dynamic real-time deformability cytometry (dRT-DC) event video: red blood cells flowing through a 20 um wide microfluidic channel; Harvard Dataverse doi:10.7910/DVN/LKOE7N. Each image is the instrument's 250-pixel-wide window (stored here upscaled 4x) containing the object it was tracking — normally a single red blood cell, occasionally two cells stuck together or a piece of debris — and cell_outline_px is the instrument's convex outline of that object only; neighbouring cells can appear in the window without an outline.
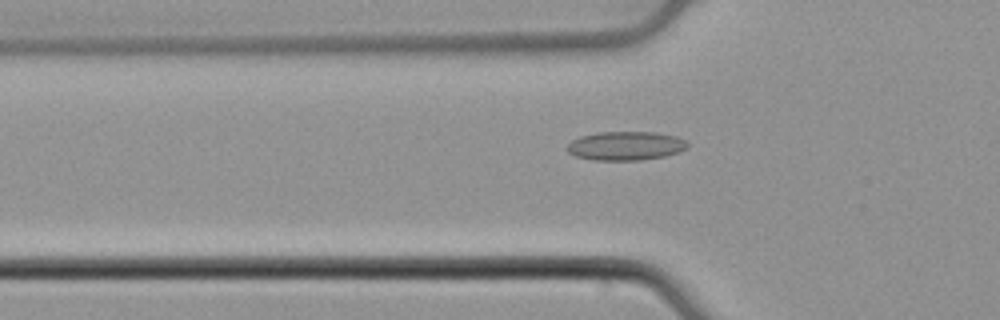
{"species": "common noctule bat (a hibernating species)", "species_latin": "Nyctalus noctula", "temperature_condition": "cold", "stored_images_in_passage": 33, "camera_frame_rate_fps": 3000, "um_per_image_px": 0.085, "animal": {"sex": "male", "body_mass_g": 21.5, "forearm_length_mm": 52.0}, "frame": {"image": 1, "passage_image": 5, "time_ms": 1.333, "image_size_px": [1000, 320], "cell_outline_px": [[688, 144], [680, 152], [664, 156], [640, 160], [592, 160], [576, 156], [568, 152], [564, 148], [572, 140], [580, 136], [596, 132], [656, 132], [676, 136], [684, 140]], "centroid_in_image_um": [53.13, 12.39], "position_along_channel_um": 72.7, "area_um2": 20.29}}
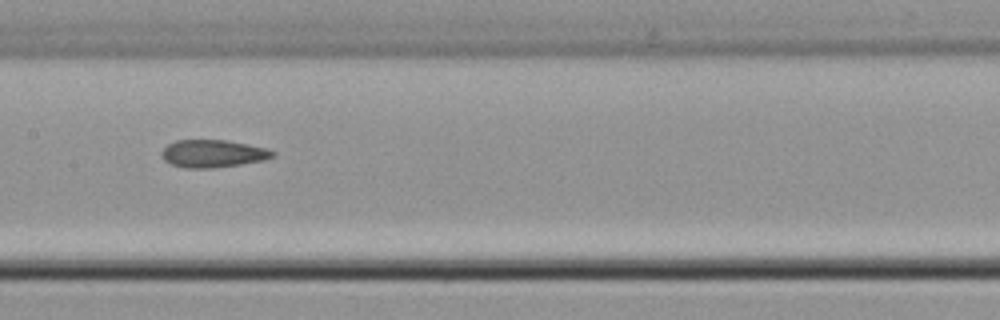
{"frame": {"image": 2, "passage_image": 14, "time_ms": 4.333, "image_size_px": [1000, 320], "cell_outline_px": [[276, 156], [264, 160], [240, 164], [212, 168], [184, 168], [172, 164], [164, 160], [160, 152], [168, 144], [176, 140], [228, 140], [268, 148], [276, 152]], "centroid_in_image_um": [18.12, 13.05], "position_along_channel_um": 189.3, "area_um2": 17.98}}
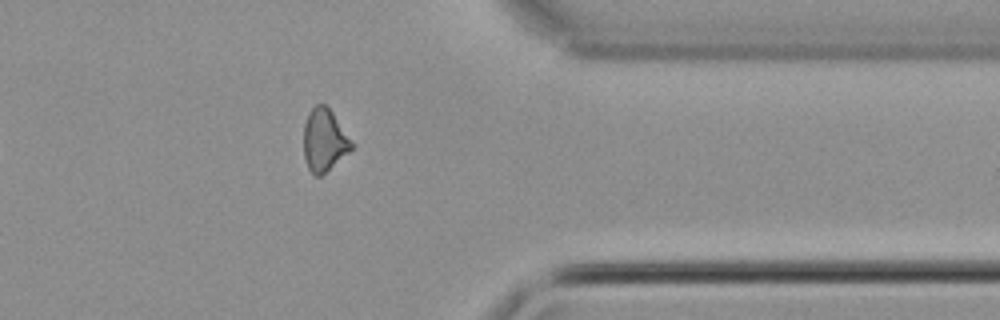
{"frame": {"image": 3, "passage_image": 30, "time_ms": 9.667, "image_size_px": [1000, 320], "cell_outline_px": [[356, 144], [348, 152], [320, 176], [316, 176], [308, 168], [304, 156], [304, 124], [308, 112], [316, 104], [324, 104], [332, 112]], "centroid_in_image_um": [27.57, 11.88], "position_along_channel_um": 383.8, "area_um2": 17.34}}